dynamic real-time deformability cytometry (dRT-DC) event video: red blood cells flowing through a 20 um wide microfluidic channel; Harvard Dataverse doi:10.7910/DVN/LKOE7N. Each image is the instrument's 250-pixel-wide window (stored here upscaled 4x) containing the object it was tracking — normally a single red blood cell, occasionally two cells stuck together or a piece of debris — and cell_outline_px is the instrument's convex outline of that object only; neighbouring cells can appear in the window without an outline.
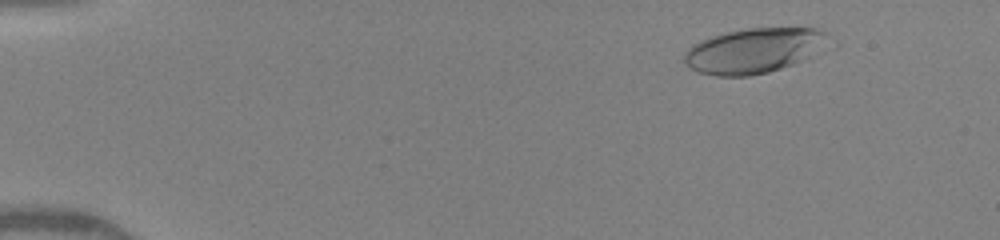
{"species": "human", "species_latin": "Homo sapiens", "temperature_condition": "warm", "stored_images_in_passage": 15, "camera_frame_rate_fps": 3000, "um_per_image_px": 0.085, "donor": {"sex": "female"}, "frame": {"image": 1, "passage_image": 6, "time_ms": 1.667, "image_size_px": [1000, 240], "cell_outline_px": [[828, 36], [792, 64], [768, 72], [748, 76], [716, 76], [700, 72], [688, 68], [684, 64], [684, 52], [692, 44], [700, 40], [724, 32], [748, 28], [820, 28], [828, 32]], "centroid_in_image_um": [63.87, 4.3], "position_along_channel_um": 21.1, "area_um2": 36.65}}
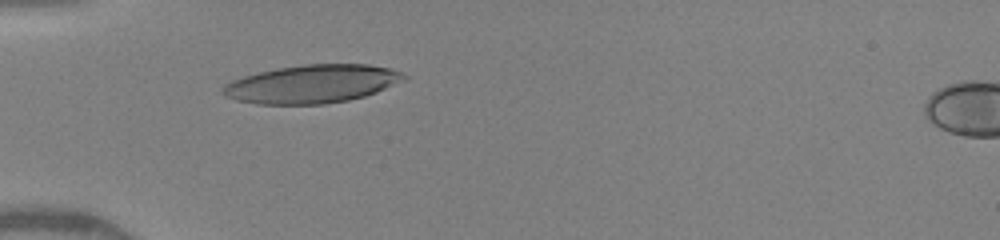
{"frame": {"image": 2, "passage_image": 12, "time_ms": 5.0, "image_size_px": [1000, 240], "cell_outline_px": [[408, 80], [376, 92], [364, 96], [348, 100], [324, 104], [256, 104], [236, 100], [224, 96], [220, 92], [220, 88], [224, 84], [232, 80], [256, 72], [276, 68], [304, 64], [368, 64], [392, 68], [408, 76]], "centroid_in_image_um": [26.52, 7.13], "position_along_channel_um": 58.5, "area_um2": 40.86}}
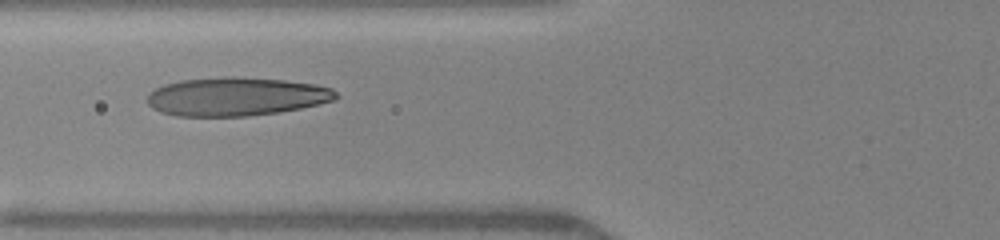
{"frame": {"image": 3, "passage_image": 14, "time_ms": 6.333, "image_size_px": [1000, 240], "cell_outline_px": [[340, 96], [336, 100], [300, 108], [280, 112], [248, 116], [176, 116], [160, 112], [152, 108], [148, 104], [148, 92], [164, 84], [180, 80], [284, 80], [316, 84], [332, 88]], "centroid_in_image_um": [20.1, 8.26], "position_along_channel_um": 105.7, "area_um2": 41.1}}